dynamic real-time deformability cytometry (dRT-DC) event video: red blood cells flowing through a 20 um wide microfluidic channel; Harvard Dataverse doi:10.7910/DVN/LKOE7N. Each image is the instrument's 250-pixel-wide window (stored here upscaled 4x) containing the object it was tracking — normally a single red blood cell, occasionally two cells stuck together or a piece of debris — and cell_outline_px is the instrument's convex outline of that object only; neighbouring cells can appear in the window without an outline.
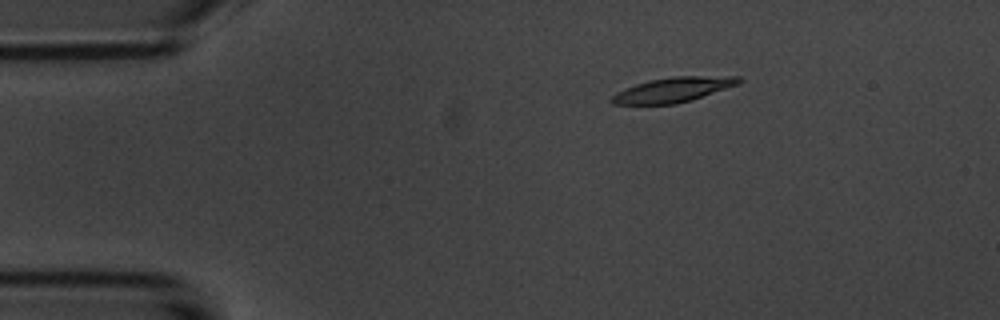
{"species": "common noctule bat (a hibernating species)", "species_latin": "Nyctalus noctula", "temperature_condition": "room temperature", "stored_images_in_passage": 5, "camera_frame_rate_fps": 3000, "um_per_image_px": 0.085, "animal": {"sex": "male", "body_mass_g": 20.1, "forearm_length_mm": 53.5}, "frame": {"image": 1, "passage_image": 3, "time_ms": 2.333, "image_size_px": [1000, 320], "cell_outline_px": [[744, 80], [740, 84], [692, 100], [676, 104], [612, 104], [608, 100], [616, 92], [624, 88], [636, 84], [652, 80], [672, 76], [740, 76]], "centroid_in_image_um": [57.25, 7.63], "position_along_channel_um": 27.7, "area_um2": 18.55}}
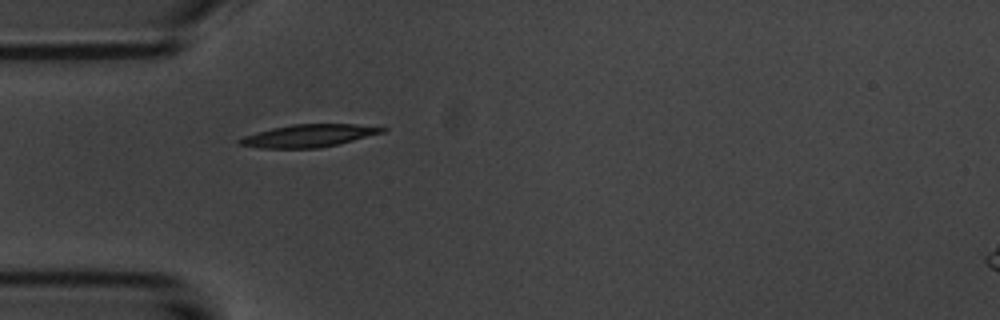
{"frame": {"image": 2, "passage_image": 5, "time_ms": 4.667, "image_size_px": [1000, 320], "cell_outline_px": [[388, 128], [384, 132], [320, 148], [260, 148], [236, 144], [236, 140], [244, 136], [256, 132], [272, 128], [292, 124], [356, 124]], "centroid_in_image_um": [26.17, 11.53], "position_along_channel_um": 58.8, "area_um2": 18.67}}